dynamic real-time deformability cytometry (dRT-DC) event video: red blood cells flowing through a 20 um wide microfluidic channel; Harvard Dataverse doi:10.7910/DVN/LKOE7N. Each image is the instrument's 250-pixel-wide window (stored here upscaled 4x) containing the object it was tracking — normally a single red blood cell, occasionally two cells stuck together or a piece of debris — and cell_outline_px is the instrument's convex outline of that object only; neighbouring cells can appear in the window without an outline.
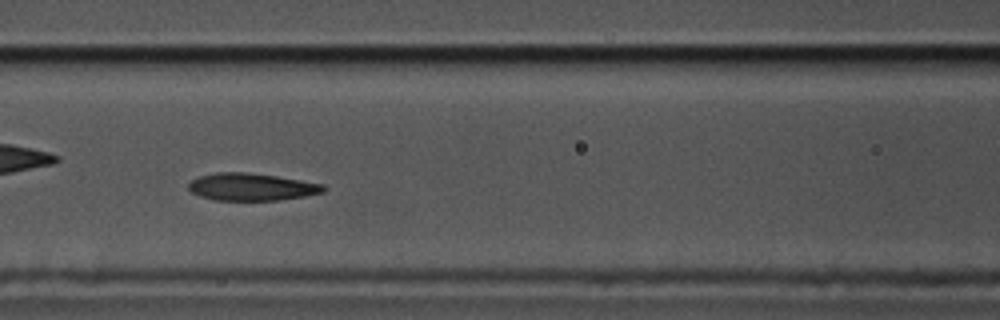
{"species": "common noctule bat (a hibernating species)", "species_latin": "Nyctalus noctula", "temperature_condition": "cold", "stored_images_in_passage": 37, "camera_frame_rate_fps": 3000, "um_per_image_px": 0.085, "animal": {"sex": "male", "body_mass_g": 17.5, "forearm_length_mm": 52.3}, "frame": {"image": 1, "passage_image": 21, "time_ms": 6.667, "image_size_px": [1000, 320], "cell_outline_px": [[328, 188], [324, 192], [304, 196], [280, 200], [216, 200], [200, 196], [192, 192], [188, 188], [188, 184], [192, 180], [200, 176], [216, 172], [244, 172], [276, 176], [324, 184]], "centroid_in_image_um": [21.4, 15.89], "position_along_channel_um": 145.2, "area_um2": 21.44}}